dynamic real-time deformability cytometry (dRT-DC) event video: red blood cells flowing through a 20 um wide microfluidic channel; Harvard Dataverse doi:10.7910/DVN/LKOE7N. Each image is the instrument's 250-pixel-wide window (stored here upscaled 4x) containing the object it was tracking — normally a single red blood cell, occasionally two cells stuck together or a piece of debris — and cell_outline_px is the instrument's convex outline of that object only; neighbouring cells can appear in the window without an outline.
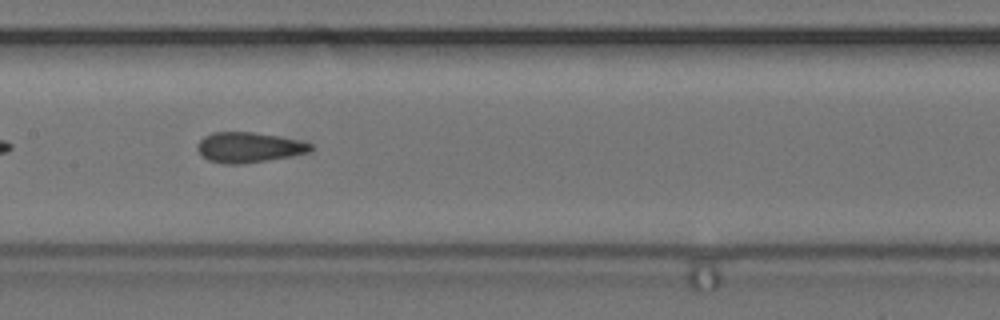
{"species": "common noctule bat (a hibernating species)", "species_latin": "Nyctalus noctula", "temperature_condition": "cold", "stored_images_in_passage": 21, "camera_frame_rate_fps": 3000, "um_per_image_px": 0.085, "animal": {"sex": "female", "body_mass_g": 24.6, "forearm_length_mm": 56.2}, "frame": {"image": 1, "passage_image": 12, "time_ms": 3.667, "image_size_px": [1000, 320], "cell_outline_px": [[312, 148], [308, 152], [268, 160], [240, 164], [224, 164], [208, 160], [196, 148], [200, 140], [204, 136], [212, 132], [252, 132], [276, 136], [296, 140], [312, 144]], "centroid_in_image_um": [21.1, 12.52], "position_along_channel_um": 186.3, "area_um2": 19.59}}
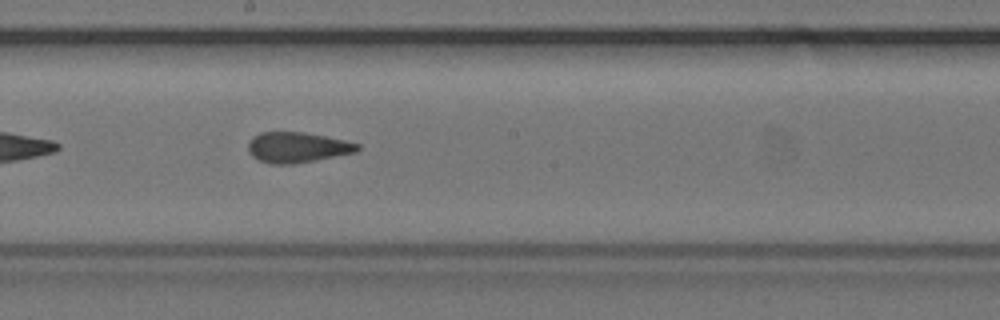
{"frame": {"image": 2, "passage_image": 15, "time_ms": 4.667, "image_size_px": [1000, 320], "cell_outline_px": [[360, 148], [356, 152], [296, 164], [268, 164], [252, 156], [248, 152], [248, 140], [252, 136], [260, 132], [304, 132], [344, 140], [360, 144]], "centroid_in_image_um": [25.23, 12.53], "position_along_channel_um": 223.0, "area_um2": 19.54}}